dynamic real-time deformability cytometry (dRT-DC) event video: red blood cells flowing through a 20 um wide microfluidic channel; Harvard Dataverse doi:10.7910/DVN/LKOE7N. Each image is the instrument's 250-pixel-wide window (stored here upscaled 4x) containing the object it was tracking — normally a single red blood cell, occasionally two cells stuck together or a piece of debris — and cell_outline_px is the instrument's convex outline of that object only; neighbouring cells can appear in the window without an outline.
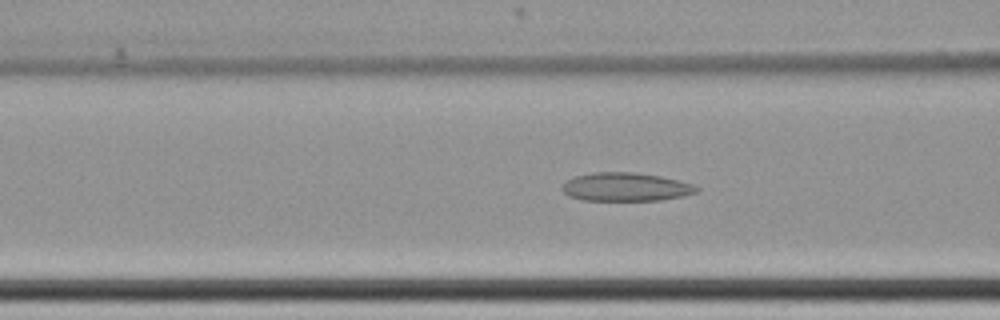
{"species": "common noctule bat (a hibernating species)", "species_latin": "Nyctalus noctula", "temperature_condition": "cold", "stored_images_in_passage": 57, "camera_frame_rate_fps": 3000, "um_per_image_px": 0.085, "animal": {"sex": "female", "body_mass_g": 22.7, "forearm_length_mm": 54.2}, "frame": {"image": 1, "passage_image": 22, "time_ms": 7.0, "image_size_px": [1000, 320], "cell_outline_px": [[700, 188], [696, 192], [684, 196], [660, 200], [584, 200], [568, 196], [560, 188], [568, 180], [576, 176], [592, 172], [632, 172], [660, 176], [692, 184]], "centroid_in_image_um": [53.18, 15.89], "position_along_channel_um": 113.4, "area_um2": 22.14}}
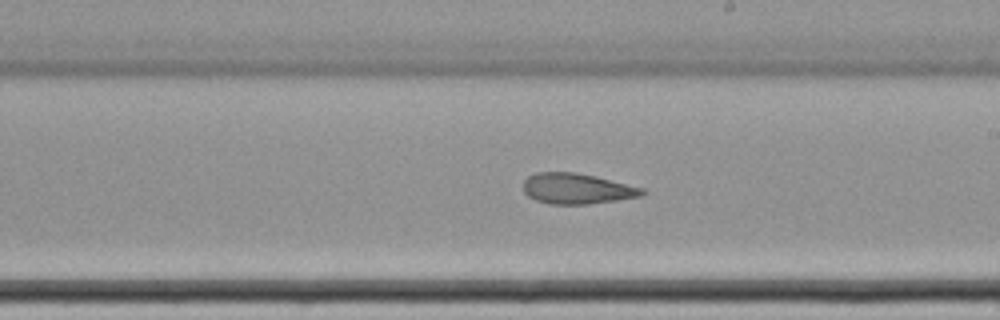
{"frame": {"image": 2, "passage_image": 33, "time_ms": 10.667, "image_size_px": [1000, 320], "cell_outline_px": [[648, 192], [640, 196], [616, 200], [588, 204], [548, 204], [536, 200], [528, 196], [524, 192], [524, 180], [528, 176], [536, 172], [576, 172], [596, 176], [644, 188]], "centroid_in_image_um": [49.04, 16.03], "position_along_channel_um": 240.0, "area_um2": 21.27}}
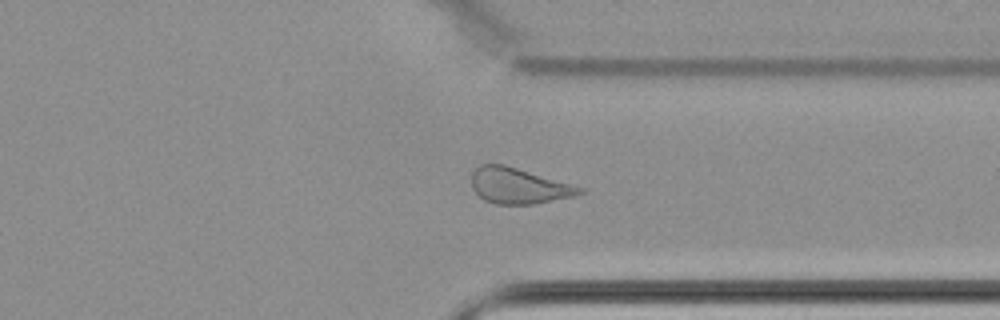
{"frame": {"image": 3, "passage_image": 44, "time_ms": 14.333, "image_size_px": [1000, 320], "cell_outline_px": [[584, 192], [572, 196], [532, 204], [496, 204], [484, 200], [472, 188], [472, 172], [480, 164], [504, 164], [584, 188]], "centroid_in_image_um": [44.04, 15.79], "position_along_channel_um": 367.4, "area_um2": 22.14}, "authors_computed_cell_mechanics": {"area_um2": 24.1026, "velocity_mm_per_s": 3.4589, "shape_relaxation_time_tau1_ms": null, "shape_relaxation_time_tau2_ms": 3.3166, "deformation_change_tau1": null, "deformation_change_tau2": 0.1119}}